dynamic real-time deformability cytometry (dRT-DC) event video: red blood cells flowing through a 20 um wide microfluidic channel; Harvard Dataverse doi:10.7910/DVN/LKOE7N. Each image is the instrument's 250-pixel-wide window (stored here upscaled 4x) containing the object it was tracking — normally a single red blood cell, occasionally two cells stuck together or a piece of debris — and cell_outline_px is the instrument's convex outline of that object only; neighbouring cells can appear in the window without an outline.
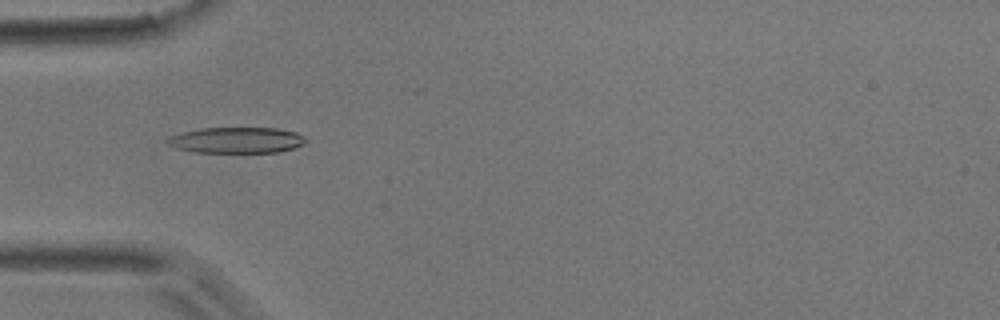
{"species": "common noctule bat (a hibernating species)", "species_latin": "Nyctalus noctula", "temperature_condition": "room temperature", "stored_images_in_passage": 4, "camera_frame_rate_fps": 3000, "um_per_image_px": 0.085, "animal": {"sex": "male", "body_mass_g": 17.9}, "frame": {"image": 1, "passage_image": 2, "time_ms": 0.333, "image_size_px": [1000, 320], "cell_outline_px": [[308, 140], [304, 144], [292, 148], [276, 152], [192, 152], [176, 148], [168, 144], [168, 140], [172, 136], [184, 132], [200, 128], [276, 128], [296, 132], [304, 136]], "centroid_in_image_um": [20.15, 11.91], "position_along_channel_um": 64.9, "area_um2": 20.69}}